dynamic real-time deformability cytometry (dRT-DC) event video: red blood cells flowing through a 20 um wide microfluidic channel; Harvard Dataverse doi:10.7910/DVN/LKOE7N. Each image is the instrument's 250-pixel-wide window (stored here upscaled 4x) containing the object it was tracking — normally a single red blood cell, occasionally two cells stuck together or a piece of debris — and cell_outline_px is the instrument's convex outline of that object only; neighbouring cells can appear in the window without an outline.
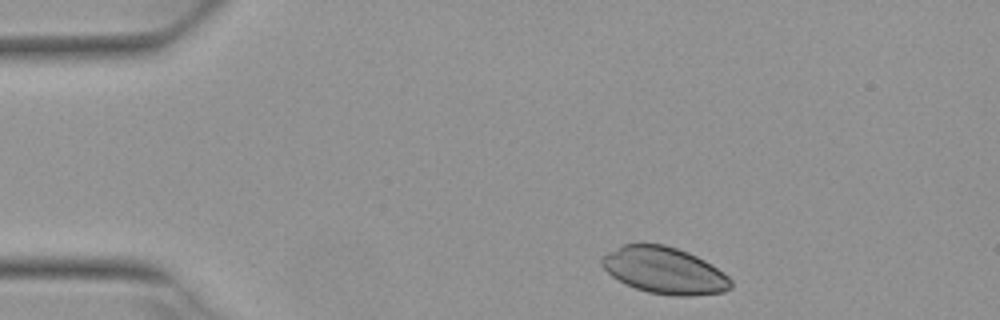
{"species": "Egyptian fruit bat (a non-hibernating species)", "species_latin": "Rousettus aegyptiacus", "temperature_condition": "warm", "stored_images_in_passage": 3, "camera_frame_rate_fps": 3000, "um_per_image_px": 0.085, "animal": {"sex": "female"}, "frame": {"image": 1, "passage_image": 1, "time_ms": 0.0, "image_size_px": [1000, 320], "cell_outline_px": [[732, 288], [724, 292], [692, 296], [672, 296], [648, 292], [624, 284], [612, 276], [600, 264], [600, 260], [608, 252], [624, 244], [664, 244], [688, 252], [704, 260], [728, 276], [732, 280]], "centroid_in_image_um": [56.48, 23.0], "position_along_channel_um": 28.5, "area_um2": 35.03}}